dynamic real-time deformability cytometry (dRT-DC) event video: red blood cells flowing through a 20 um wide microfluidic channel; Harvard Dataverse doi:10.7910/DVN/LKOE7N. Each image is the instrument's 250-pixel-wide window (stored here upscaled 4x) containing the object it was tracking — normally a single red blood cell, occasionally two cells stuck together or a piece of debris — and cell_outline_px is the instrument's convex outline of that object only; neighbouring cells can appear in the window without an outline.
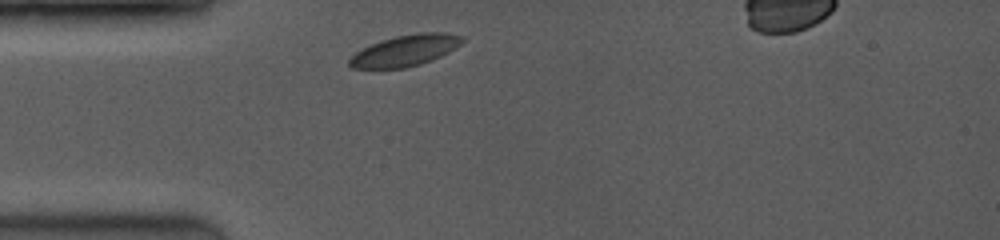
{"species": "common noctule bat (a hibernating species)", "species_latin": "Nyctalus noctula", "temperature_condition": "room temperature", "stored_images_in_passage": 3, "camera_frame_rate_fps": 3500, "um_per_image_px": 0.085, "animal": {"sex": "female", "body_mass_g": 19.0, "forearm_length_mm": 53.3}, "frame": {"image": 1, "passage_image": 1, "time_ms": 0.0, "image_size_px": [1000, 240], "cell_outline_px": [[464, 40], [460, 44], [448, 52], [432, 60], [420, 64], [404, 68], [352, 68], [348, 64], [348, 60], [356, 52], [380, 40], [396, 36], [416, 32], [448, 32], [464, 36]], "centroid_in_image_um": [34.47, 4.28], "position_along_channel_um": 50.5, "area_um2": 20.46}}
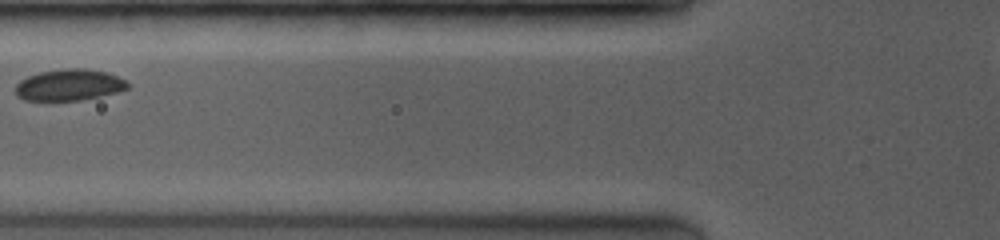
{"frame": {"image": 2, "passage_image": 3, "time_ms": 2.0, "image_size_px": [1000, 240], "cell_outline_px": [[128, 88], [116, 92], [100, 96], [80, 100], [24, 100], [16, 92], [16, 84], [20, 80], [28, 76], [40, 72], [64, 68], [84, 68], [108, 72], [124, 80], [128, 84]], "centroid_in_image_um": [5.88, 7.2], "position_along_channel_um": 119.9, "area_um2": 20.29}}